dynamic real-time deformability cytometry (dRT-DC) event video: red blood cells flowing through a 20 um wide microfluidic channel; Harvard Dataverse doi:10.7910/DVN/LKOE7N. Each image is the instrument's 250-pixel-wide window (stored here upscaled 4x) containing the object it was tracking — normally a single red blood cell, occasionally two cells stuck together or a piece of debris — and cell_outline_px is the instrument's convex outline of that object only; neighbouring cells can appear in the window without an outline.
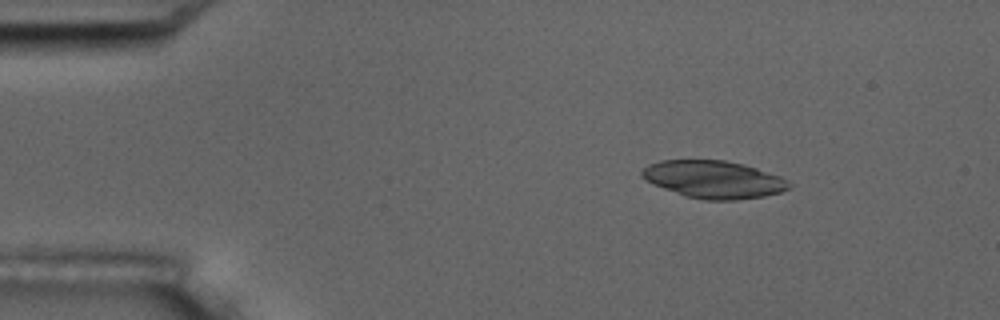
{"species": "common noctule bat (a hibernating species)", "species_latin": "Nyctalus noctula", "temperature_condition": "room temperature", "stored_images_in_passage": 6, "camera_frame_rate_fps": 3000, "um_per_image_px": 0.085, "animal": {"sex": "male", "body_mass_g": 17.5, "forearm_length_mm": 52.3}, "frame": {"image": 1, "passage_image": 3, "time_ms": 2.333, "image_size_px": [1000, 320], "cell_outline_px": [[792, 184], [788, 188], [780, 192], [764, 196], [736, 200], [704, 200], [684, 196], [652, 184], [644, 180], [640, 176], [640, 172], [648, 164], [660, 160], [724, 160], [744, 164], [780, 176], [788, 180]], "centroid_in_image_um": [60.63, 15.25], "position_along_channel_um": 24.4, "area_um2": 32.37}}